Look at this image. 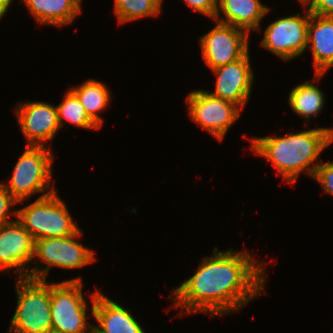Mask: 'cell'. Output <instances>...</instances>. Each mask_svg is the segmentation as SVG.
Here are the masks:
<instances>
[{
    "mask_svg": "<svg viewBox=\"0 0 333 333\" xmlns=\"http://www.w3.org/2000/svg\"><path fill=\"white\" fill-rule=\"evenodd\" d=\"M204 257L195 274L171 291L174 307L182 315L207 313L212 317L238 312L266 286V264L250 252L218 251ZM174 299V300H173Z\"/></svg>",
    "mask_w": 333,
    "mask_h": 333,
    "instance_id": "1",
    "label": "cell"
},
{
    "mask_svg": "<svg viewBox=\"0 0 333 333\" xmlns=\"http://www.w3.org/2000/svg\"><path fill=\"white\" fill-rule=\"evenodd\" d=\"M250 140L254 154L269 160L283 180L292 184L303 171L313 177L320 164L313 162L319 160L322 151L333 142V128L320 127L287 133L283 137H253Z\"/></svg>",
    "mask_w": 333,
    "mask_h": 333,
    "instance_id": "2",
    "label": "cell"
},
{
    "mask_svg": "<svg viewBox=\"0 0 333 333\" xmlns=\"http://www.w3.org/2000/svg\"><path fill=\"white\" fill-rule=\"evenodd\" d=\"M17 307L7 333H51L50 283L16 278Z\"/></svg>",
    "mask_w": 333,
    "mask_h": 333,
    "instance_id": "3",
    "label": "cell"
},
{
    "mask_svg": "<svg viewBox=\"0 0 333 333\" xmlns=\"http://www.w3.org/2000/svg\"><path fill=\"white\" fill-rule=\"evenodd\" d=\"M53 160L49 147L27 145L9 176L10 182L2 184L18 203H24L35 193H42L40 198L46 197L58 191L51 187Z\"/></svg>",
    "mask_w": 333,
    "mask_h": 333,
    "instance_id": "4",
    "label": "cell"
},
{
    "mask_svg": "<svg viewBox=\"0 0 333 333\" xmlns=\"http://www.w3.org/2000/svg\"><path fill=\"white\" fill-rule=\"evenodd\" d=\"M54 193L38 198L29 205L18 208L16 219L30 233L34 240L52 237H68L80 228L73 221L63 200Z\"/></svg>",
    "mask_w": 333,
    "mask_h": 333,
    "instance_id": "5",
    "label": "cell"
},
{
    "mask_svg": "<svg viewBox=\"0 0 333 333\" xmlns=\"http://www.w3.org/2000/svg\"><path fill=\"white\" fill-rule=\"evenodd\" d=\"M82 288L81 277L50 284L53 333H93Z\"/></svg>",
    "mask_w": 333,
    "mask_h": 333,
    "instance_id": "6",
    "label": "cell"
},
{
    "mask_svg": "<svg viewBox=\"0 0 333 333\" xmlns=\"http://www.w3.org/2000/svg\"><path fill=\"white\" fill-rule=\"evenodd\" d=\"M81 229L68 237L41 238L35 240L33 260L44 262L43 268L30 267L27 278L46 280L51 267L76 269L94 262V251L79 243Z\"/></svg>",
    "mask_w": 333,
    "mask_h": 333,
    "instance_id": "7",
    "label": "cell"
},
{
    "mask_svg": "<svg viewBox=\"0 0 333 333\" xmlns=\"http://www.w3.org/2000/svg\"><path fill=\"white\" fill-rule=\"evenodd\" d=\"M190 119L222 141L233 123L240 117L241 108L205 90H194L186 98Z\"/></svg>",
    "mask_w": 333,
    "mask_h": 333,
    "instance_id": "8",
    "label": "cell"
},
{
    "mask_svg": "<svg viewBox=\"0 0 333 333\" xmlns=\"http://www.w3.org/2000/svg\"><path fill=\"white\" fill-rule=\"evenodd\" d=\"M248 44V32L220 22L200 37L202 58L211 70L244 57L249 52Z\"/></svg>",
    "mask_w": 333,
    "mask_h": 333,
    "instance_id": "9",
    "label": "cell"
},
{
    "mask_svg": "<svg viewBox=\"0 0 333 333\" xmlns=\"http://www.w3.org/2000/svg\"><path fill=\"white\" fill-rule=\"evenodd\" d=\"M310 14L308 10H305L304 16L297 13L272 22L265 29L260 43L262 48L264 47L284 61L293 60L304 54L307 49V27Z\"/></svg>",
    "mask_w": 333,
    "mask_h": 333,
    "instance_id": "10",
    "label": "cell"
},
{
    "mask_svg": "<svg viewBox=\"0 0 333 333\" xmlns=\"http://www.w3.org/2000/svg\"><path fill=\"white\" fill-rule=\"evenodd\" d=\"M35 240L18 221L0 225V271H12L27 278L33 260Z\"/></svg>",
    "mask_w": 333,
    "mask_h": 333,
    "instance_id": "11",
    "label": "cell"
},
{
    "mask_svg": "<svg viewBox=\"0 0 333 333\" xmlns=\"http://www.w3.org/2000/svg\"><path fill=\"white\" fill-rule=\"evenodd\" d=\"M15 115L27 145L45 146L61 129L56 106L42 101L23 102L16 107Z\"/></svg>",
    "mask_w": 333,
    "mask_h": 333,
    "instance_id": "12",
    "label": "cell"
},
{
    "mask_svg": "<svg viewBox=\"0 0 333 333\" xmlns=\"http://www.w3.org/2000/svg\"><path fill=\"white\" fill-rule=\"evenodd\" d=\"M212 72L217 79L211 94L243 109L250 98L254 81L249 52L238 61L212 69Z\"/></svg>",
    "mask_w": 333,
    "mask_h": 333,
    "instance_id": "13",
    "label": "cell"
},
{
    "mask_svg": "<svg viewBox=\"0 0 333 333\" xmlns=\"http://www.w3.org/2000/svg\"><path fill=\"white\" fill-rule=\"evenodd\" d=\"M92 301L91 314L98 325L93 324V333H145L142 325L114 300L96 290L89 295Z\"/></svg>",
    "mask_w": 333,
    "mask_h": 333,
    "instance_id": "14",
    "label": "cell"
},
{
    "mask_svg": "<svg viewBox=\"0 0 333 333\" xmlns=\"http://www.w3.org/2000/svg\"><path fill=\"white\" fill-rule=\"evenodd\" d=\"M308 46L312 52L313 67L316 73L314 79L319 81L324 73L333 66L332 16L310 14L307 27V48Z\"/></svg>",
    "mask_w": 333,
    "mask_h": 333,
    "instance_id": "15",
    "label": "cell"
},
{
    "mask_svg": "<svg viewBox=\"0 0 333 333\" xmlns=\"http://www.w3.org/2000/svg\"><path fill=\"white\" fill-rule=\"evenodd\" d=\"M269 10L259 0H218L214 21L232 25L248 33L250 30L260 31L261 20Z\"/></svg>",
    "mask_w": 333,
    "mask_h": 333,
    "instance_id": "16",
    "label": "cell"
},
{
    "mask_svg": "<svg viewBox=\"0 0 333 333\" xmlns=\"http://www.w3.org/2000/svg\"><path fill=\"white\" fill-rule=\"evenodd\" d=\"M40 24L64 26L81 13L82 0H23Z\"/></svg>",
    "mask_w": 333,
    "mask_h": 333,
    "instance_id": "17",
    "label": "cell"
},
{
    "mask_svg": "<svg viewBox=\"0 0 333 333\" xmlns=\"http://www.w3.org/2000/svg\"><path fill=\"white\" fill-rule=\"evenodd\" d=\"M70 90L77 96L84 106L88 116L101 128L103 119L99 112L106 109L110 103V91L104 83L95 79H88Z\"/></svg>",
    "mask_w": 333,
    "mask_h": 333,
    "instance_id": "18",
    "label": "cell"
},
{
    "mask_svg": "<svg viewBox=\"0 0 333 333\" xmlns=\"http://www.w3.org/2000/svg\"><path fill=\"white\" fill-rule=\"evenodd\" d=\"M288 103L292 111L308 120L322 111L325 98L323 92L308 80L292 88Z\"/></svg>",
    "mask_w": 333,
    "mask_h": 333,
    "instance_id": "19",
    "label": "cell"
},
{
    "mask_svg": "<svg viewBox=\"0 0 333 333\" xmlns=\"http://www.w3.org/2000/svg\"><path fill=\"white\" fill-rule=\"evenodd\" d=\"M163 0H114V14L119 24L159 15Z\"/></svg>",
    "mask_w": 333,
    "mask_h": 333,
    "instance_id": "20",
    "label": "cell"
},
{
    "mask_svg": "<svg viewBox=\"0 0 333 333\" xmlns=\"http://www.w3.org/2000/svg\"><path fill=\"white\" fill-rule=\"evenodd\" d=\"M63 97V101L56 106L60 127L66 121L81 129H100V127L88 116L84 106L77 96L68 89Z\"/></svg>",
    "mask_w": 333,
    "mask_h": 333,
    "instance_id": "21",
    "label": "cell"
},
{
    "mask_svg": "<svg viewBox=\"0 0 333 333\" xmlns=\"http://www.w3.org/2000/svg\"><path fill=\"white\" fill-rule=\"evenodd\" d=\"M312 179L320 184L325 194L333 195V162H320Z\"/></svg>",
    "mask_w": 333,
    "mask_h": 333,
    "instance_id": "22",
    "label": "cell"
},
{
    "mask_svg": "<svg viewBox=\"0 0 333 333\" xmlns=\"http://www.w3.org/2000/svg\"><path fill=\"white\" fill-rule=\"evenodd\" d=\"M16 204H18V201L10 194L2 182H0V225L14 221L8 218H10V214L17 217V210H11Z\"/></svg>",
    "mask_w": 333,
    "mask_h": 333,
    "instance_id": "23",
    "label": "cell"
},
{
    "mask_svg": "<svg viewBox=\"0 0 333 333\" xmlns=\"http://www.w3.org/2000/svg\"><path fill=\"white\" fill-rule=\"evenodd\" d=\"M186 5L191 7L196 12L214 19L218 0H184Z\"/></svg>",
    "mask_w": 333,
    "mask_h": 333,
    "instance_id": "24",
    "label": "cell"
},
{
    "mask_svg": "<svg viewBox=\"0 0 333 333\" xmlns=\"http://www.w3.org/2000/svg\"><path fill=\"white\" fill-rule=\"evenodd\" d=\"M303 6L311 14L333 17V0H308Z\"/></svg>",
    "mask_w": 333,
    "mask_h": 333,
    "instance_id": "25",
    "label": "cell"
},
{
    "mask_svg": "<svg viewBox=\"0 0 333 333\" xmlns=\"http://www.w3.org/2000/svg\"><path fill=\"white\" fill-rule=\"evenodd\" d=\"M13 0H0V20L7 13L8 8L12 4Z\"/></svg>",
    "mask_w": 333,
    "mask_h": 333,
    "instance_id": "26",
    "label": "cell"
},
{
    "mask_svg": "<svg viewBox=\"0 0 333 333\" xmlns=\"http://www.w3.org/2000/svg\"><path fill=\"white\" fill-rule=\"evenodd\" d=\"M302 5H304L308 0H299Z\"/></svg>",
    "mask_w": 333,
    "mask_h": 333,
    "instance_id": "27",
    "label": "cell"
}]
</instances>
